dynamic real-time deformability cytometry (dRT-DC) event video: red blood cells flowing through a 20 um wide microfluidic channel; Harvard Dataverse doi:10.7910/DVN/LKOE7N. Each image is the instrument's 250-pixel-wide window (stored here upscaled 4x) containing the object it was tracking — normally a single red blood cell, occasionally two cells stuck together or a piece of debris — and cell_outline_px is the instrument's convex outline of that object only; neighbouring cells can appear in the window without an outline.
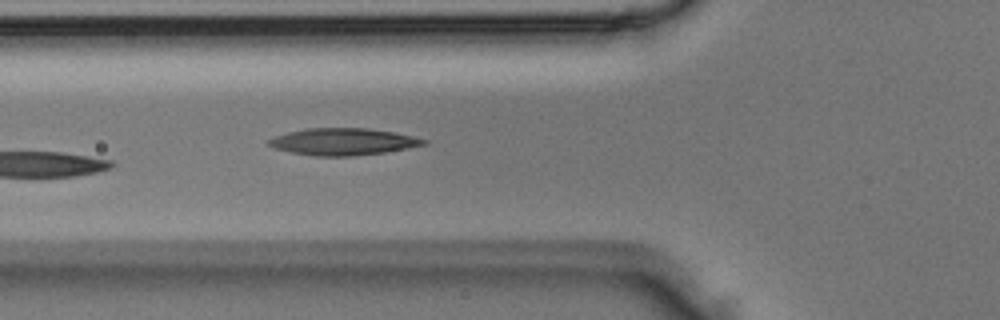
{"species": "Egyptian fruit bat (a non-hibernating species)", "species_latin": "Rousettus aegyptiacus", "temperature_condition": "room temperature", "stored_images_in_passage": 4, "camera_frame_rate_fps": 3000, "um_per_image_px": 0.085, "animal": {"sex": "male"}, "frame": {"image": 1, "passage_image": 4, "time_ms": 1.0, "image_size_px": [1000, 320], "cell_outline_px": [[428, 144], [408, 148], [384, 152], [352, 156], [312, 156], [292, 152], [276, 148], [268, 144], [268, 140], [276, 136], [288, 132], [308, 128], [368, 128], [396, 132], [428, 140]], "centroid_in_image_um": [29.21, 12.04], "position_along_channel_um": 96.6, "area_um2": 24.22}}